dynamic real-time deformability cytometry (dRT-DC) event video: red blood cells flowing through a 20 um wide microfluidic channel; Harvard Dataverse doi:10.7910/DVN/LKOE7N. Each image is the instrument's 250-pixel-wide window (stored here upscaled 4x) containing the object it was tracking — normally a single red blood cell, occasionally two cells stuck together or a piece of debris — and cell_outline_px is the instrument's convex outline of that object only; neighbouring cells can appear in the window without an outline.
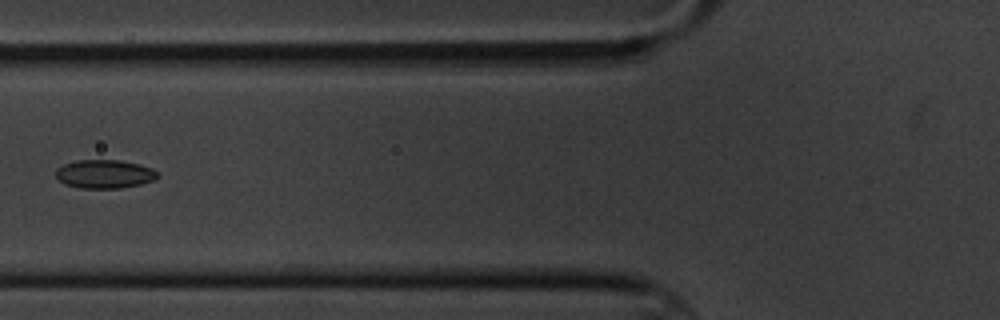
{"species": "common noctule bat (a hibernating species)", "species_latin": "Nyctalus noctula", "temperature_condition": "cold", "stored_images_in_passage": 14, "camera_frame_rate_fps": 3000, "um_per_image_px": 0.085, "animal": {"sex": "male", "body_mass_g": 20.1, "forearm_length_mm": 53.5}, "frame": {"image": 1, "passage_image": 5, "time_ms": 5.667, "image_size_px": [1000, 320], "cell_outline_px": [[160, 176], [156, 180], [140, 184], [120, 188], [80, 188], [64, 184], [56, 176], [56, 168], [64, 164], [76, 160], [120, 160], [140, 164], [152, 168]], "centroid_in_image_um": [8.9, 14.79], "position_along_channel_um": 116.9, "area_um2": 17.05}}
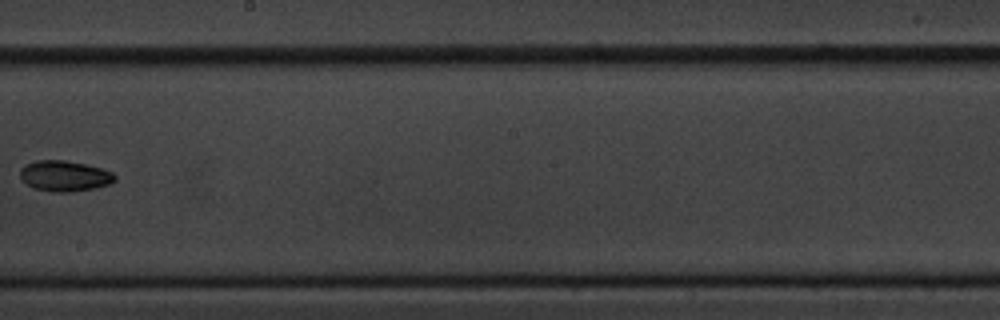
{"frame": {"image": 2, "passage_image": 8, "time_ms": 9.333, "image_size_px": [1000, 320], "cell_outline_px": [[116, 180], [108, 184], [96, 188], [72, 192], [52, 192], [36, 188], [28, 184], [20, 176], [20, 168], [36, 160], [64, 160], [84, 164], [100, 168], [112, 172], [116, 176]], "centroid_in_image_um": [5.51, 14.96], "position_along_channel_um": 242.7, "area_um2": 16.76}}
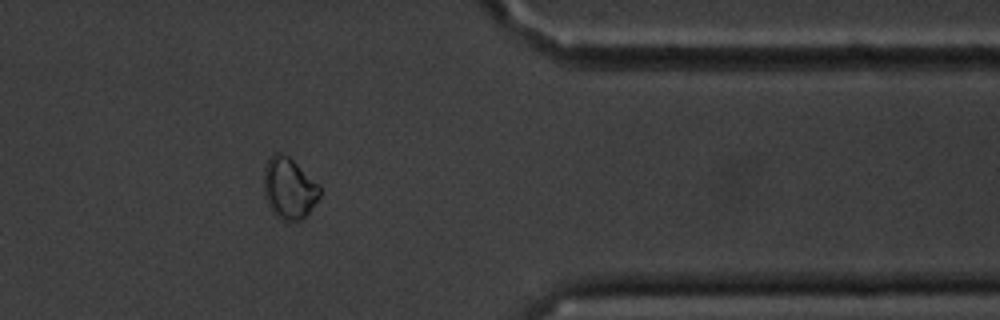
{"frame": {"image": 3, "passage_image": 12, "time_ms": 14.0, "image_size_px": [1000, 320], "cell_outline_px": [[320, 196], [308, 212], [300, 220], [280, 220], [272, 212], [264, 196], [264, 168], [268, 160], [276, 152], [280, 152], [288, 156], [320, 184]], "centroid_in_image_um": [24.56, 16.0], "position_along_channel_um": 386.8, "area_um2": 19.88}, "authors_computed_cell_mechanics": {"area_um2": 16.9065, "velocity_mm_per_s": 3.4265, "shape_relaxation_time_tau1_ms": 2.8226, "shape_relaxation_time_tau2_ms": null, "deformation_change_tau1": 0.0417, "deformation_change_tau2": null}}